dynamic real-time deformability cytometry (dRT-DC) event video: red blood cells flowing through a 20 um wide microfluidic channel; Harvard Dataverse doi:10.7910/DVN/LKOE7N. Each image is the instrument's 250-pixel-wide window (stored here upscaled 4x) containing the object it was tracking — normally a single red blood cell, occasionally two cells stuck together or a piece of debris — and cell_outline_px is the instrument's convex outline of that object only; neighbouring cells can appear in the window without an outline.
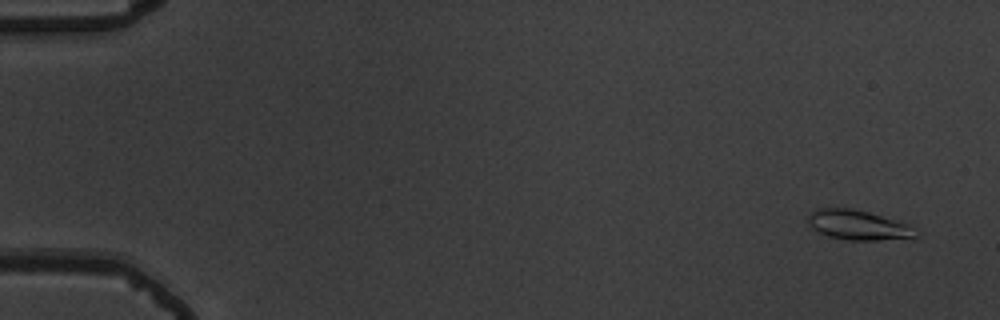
{"species": "common noctule bat (a hibernating species)", "species_latin": "Nyctalus noctula", "temperature_condition": "warm", "stored_images_in_passage": 20, "camera_frame_rate_fps": 3000, "um_per_image_px": 0.085, "animal": {"sex": "male", "body_mass_g": 19.5, "forearm_length_mm": 54.6}, "frame": {"image": 1, "passage_image": 4, "time_ms": 1.0, "image_size_px": [1000, 320], "cell_outline_px": [[924, 232], [912, 240], [848, 240], [828, 236], [812, 228], [808, 224], [808, 212], [816, 208], [852, 208], [868, 212], [908, 224]], "centroid_in_image_um": [73.05, 19.15], "position_along_channel_um": 12.0, "area_um2": 19.31}}